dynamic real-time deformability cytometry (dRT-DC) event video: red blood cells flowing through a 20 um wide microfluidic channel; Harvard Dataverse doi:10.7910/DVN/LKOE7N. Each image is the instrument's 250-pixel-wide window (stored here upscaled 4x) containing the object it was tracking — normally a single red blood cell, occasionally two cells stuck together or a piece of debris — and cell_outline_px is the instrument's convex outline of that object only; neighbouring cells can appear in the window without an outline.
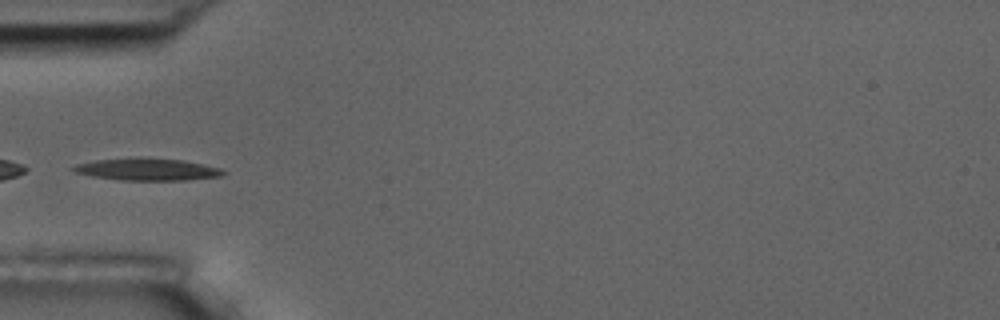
{"species": "common noctule bat (a hibernating species)", "species_latin": "Nyctalus noctula", "temperature_condition": "room temperature", "stored_images_in_passage": 7, "camera_frame_rate_fps": 3000, "um_per_image_px": 0.085, "animal": {"sex": "male", "body_mass_g": 17.5, "forearm_length_mm": 52.3}, "frame": {"image": 1, "passage_image": 7, "time_ms": 8.0, "image_size_px": [1000, 320], "cell_outline_px": [[228, 172], [224, 176], [184, 180], [120, 180], [92, 176], [76, 172], [68, 168], [76, 164], [96, 160], [136, 156], [140, 156], [184, 160], [220, 168]], "centroid_in_image_um": [12.52, 14.38], "position_along_channel_um": 72.5, "area_um2": 19.77}}